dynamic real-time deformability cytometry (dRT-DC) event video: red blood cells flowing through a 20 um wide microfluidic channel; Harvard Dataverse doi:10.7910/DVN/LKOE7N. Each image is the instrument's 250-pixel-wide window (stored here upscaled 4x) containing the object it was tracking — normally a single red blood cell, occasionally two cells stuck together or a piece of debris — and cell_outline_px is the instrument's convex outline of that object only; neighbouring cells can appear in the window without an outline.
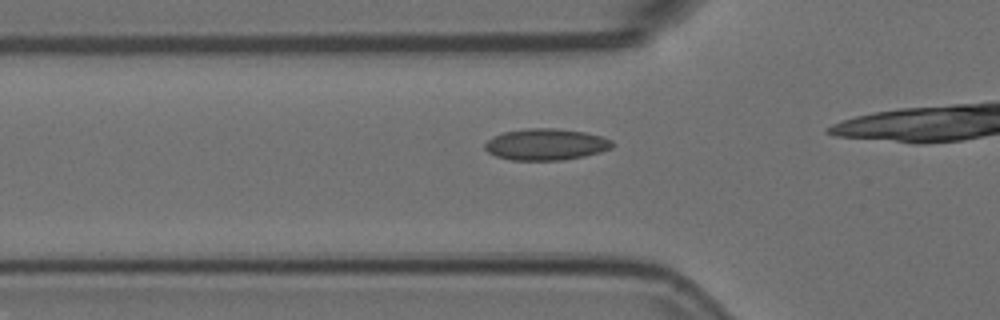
{"species": "Egyptian fruit bat (a non-hibernating species)", "species_latin": "Rousettus aegyptiacus", "temperature_condition": "room temperature", "stored_images_in_passage": 30, "camera_frame_rate_fps": 3000, "um_per_image_px": 0.085, "animal": {"sex": "female"}, "frame": {"image": 1, "passage_image": 12, "time_ms": 3.667, "image_size_px": [1000, 320], "cell_outline_px": [[616, 144], [612, 148], [600, 152], [584, 156], [560, 160], [512, 160], [496, 156], [488, 152], [484, 148], [484, 144], [492, 136], [504, 132], [528, 128], [556, 128], [584, 132], [600, 136], [612, 140]], "centroid_in_image_um": [46.41, 12.27], "position_along_channel_um": 79.4, "area_um2": 23.41}}
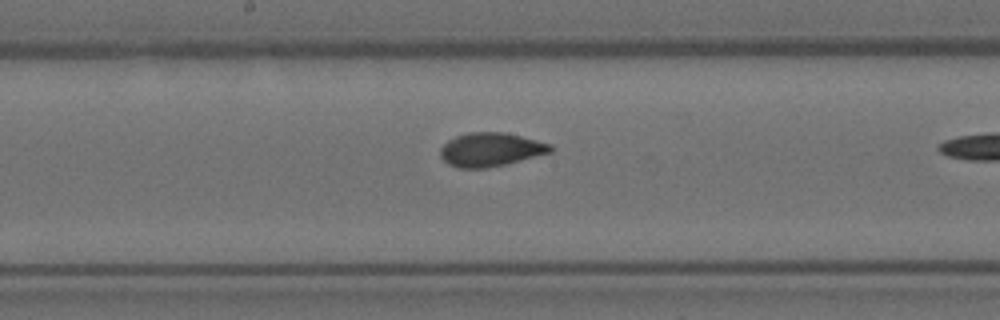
{"frame": {"image": 2, "passage_image": 22, "time_ms": 7.0, "image_size_px": [1000, 320], "cell_outline_px": [[552, 152], [488, 168], [460, 168], [448, 164], [440, 156], [440, 148], [448, 140], [456, 136], [468, 132], [504, 132], [552, 144]], "centroid_in_image_um": [41.68, 12.71], "position_along_channel_um": 206.5, "area_um2": 21.5}}
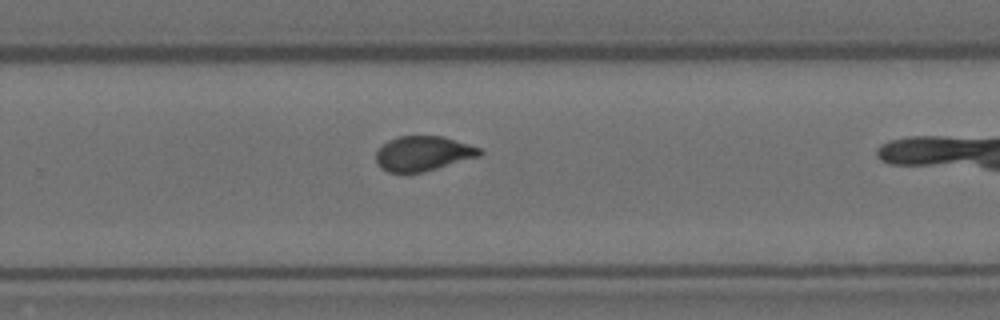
{"frame": {"image": 3, "passage_image": 29, "time_ms": 9.333, "image_size_px": [1000, 320], "cell_outline_px": [[484, 152], [480, 156], [436, 168], [420, 172], [388, 172], [380, 168], [376, 160], [376, 148], [388, 140], [400, 136], [444, 136], [480, 148]], "centroid_in_image_um": [35.93, 13.03], "position_along_channel_um": 293.9, "area_um2": 20.98}}